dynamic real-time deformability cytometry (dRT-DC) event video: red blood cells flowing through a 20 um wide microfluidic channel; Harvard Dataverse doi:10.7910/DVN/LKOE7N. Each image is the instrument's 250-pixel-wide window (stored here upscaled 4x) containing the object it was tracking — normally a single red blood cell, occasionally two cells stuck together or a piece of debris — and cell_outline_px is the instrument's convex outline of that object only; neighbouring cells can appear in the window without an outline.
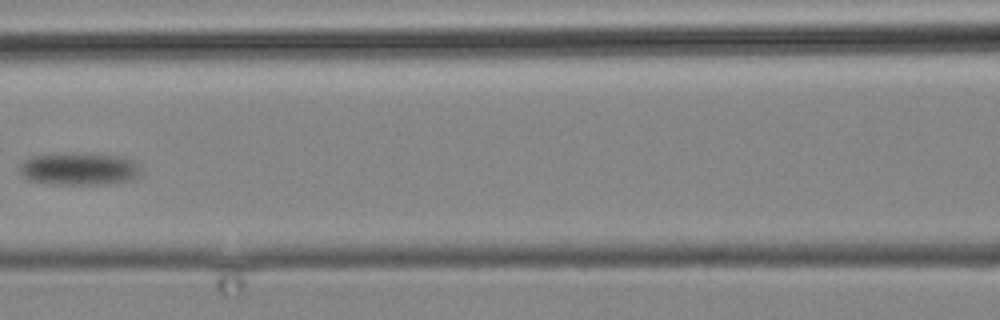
{"species": "common noctule bat (a hibernating species)", "species_latin": "Nyctalus noctula", "temperature_condition": "cold", "stored_images_in_passage": 15, "camera_frame_rate_fps": 3000, "um_per_image_px": 0.085, "animal": {"sex": "male", "body_mass_g": 19.2, "forearm_length_mm": 51.8}, "frame": {"image": 1, "passage_image": 15, "time_ms": 18.667, "image_size_px": [1000, 320], "cell_outline_px": [[140, 176], [128, 180], [104, 184], [48, 184], [28, 180], [20, 172], [20, 164], [24, 160], [32, 156], [80, 152], [124, 156], [132, 160], [140, 168]], "centroid_in_image_um": [6.72, 14.34], "position_along_channel_um": 159.9, "area_um2": 23.12}}